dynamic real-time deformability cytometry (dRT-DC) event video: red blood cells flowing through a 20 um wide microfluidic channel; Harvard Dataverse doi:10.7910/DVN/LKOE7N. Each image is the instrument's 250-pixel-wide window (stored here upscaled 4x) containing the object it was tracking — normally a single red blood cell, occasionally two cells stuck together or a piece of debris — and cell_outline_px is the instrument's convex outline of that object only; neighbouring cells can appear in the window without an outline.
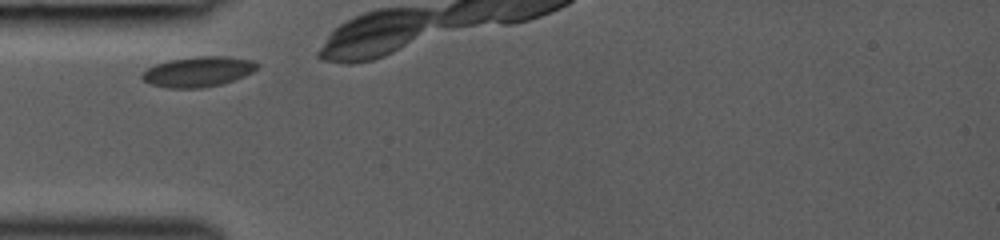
{"species": "common noctule bat (a hibernating species)", "species_latin": "Nyctalus noctula", "temperature_condition": "room temperature", "stored_images_in_passage": 7, "camera_frame_rate_fps": 3000, "um_per_image_px": 0.085, "animal": {"sex": "female", "body_mass_g": 19.0, "forearm_length_mm": 53.3}, "frame": {"image": 1, "passage_image": 1, "time_ms": 0.0, "image_size_px": [1000, 240], "cell_outline_px": [[260, 64], [252, 72], [244, 76], [220, 84], [200, 88], [168, 88], [152, 84], [144, 80], [140, 76], [148, 68], [156, 64], [168, 60], [196, 56], [228, 56], [252, 60]], "centroid_in_image_um": [16.85, 6.08], "position_along_channel_um": 68.2, "area_um2": 20.11}}